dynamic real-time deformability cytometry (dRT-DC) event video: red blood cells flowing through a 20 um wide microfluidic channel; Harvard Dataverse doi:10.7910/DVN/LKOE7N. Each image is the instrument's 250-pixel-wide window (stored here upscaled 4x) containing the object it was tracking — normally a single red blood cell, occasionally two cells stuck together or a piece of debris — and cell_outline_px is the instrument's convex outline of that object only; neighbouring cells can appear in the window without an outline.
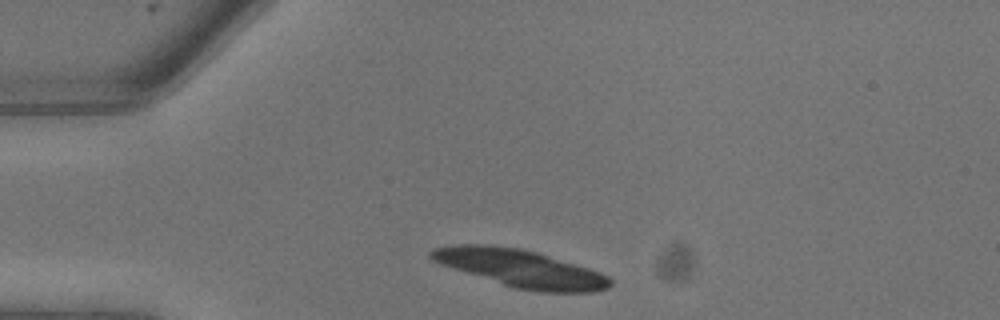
{"species": "common noctule bat (a hibernating species)", "species_latin": "Nyctalus noctula", "temperature_condition": "warm", "stored_images_in_passage": 3, "camera_frame_rate_fps": 3000, "um_per_image_px": 0.085, "animal": {"sex": "male", "body_mass_g": 13.3}, "frame": {"image": 1, "passage_image": 1, "time_ms": 0.0, "image_size_px": [1000, 320], "cell_outline_px": [[612, 284], [608, 288], [596, 292], [540, 292], [516, 288], [452, 268], [440, 264], [432, 260], [428, 256], [428, 252], [432, 248], [452, 244], [492, 244], [520, 248], [536, 252], [588, 268], [600, 272], [608, 276], [612, 280]], "centroid_in_image_um": [44.22, 22.8], "position_along_channel_um": 40.8, "area_um2": 39.13}}